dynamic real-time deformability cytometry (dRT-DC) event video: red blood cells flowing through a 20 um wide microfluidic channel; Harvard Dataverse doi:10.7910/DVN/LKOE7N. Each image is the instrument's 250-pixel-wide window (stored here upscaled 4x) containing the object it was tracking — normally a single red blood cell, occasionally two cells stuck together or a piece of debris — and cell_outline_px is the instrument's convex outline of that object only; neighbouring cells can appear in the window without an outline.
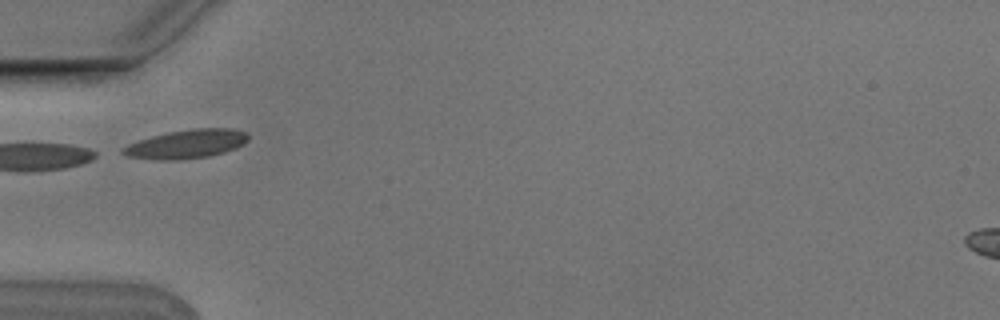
{"species": "Egyptian fruit bat (a non-hibernating species)", "species_latin": "Rousettus aegyptiacus", "temperature_condition": "cold", "stored_images_in_passage": 4, "camera_frame_rate_fps": 3000, "um_per_image_px": 0.085, "animal": {"sex": "male"}, "frame": {"image": 1, "passage_image": 2, "time_ms": 0.333, "image_size_px": [1000, 320], "cell_outline_px": [[248, 140], [244, 144], [236, 148], [224, 152], [208, 156], [176, 160], [156, 160], [124, 156], [120, 152], [120, 148], [128, 144], [152, 136], [168, 132], [196, 128], [232, 128], [244, 132], [248, 136]], "centroid_in_image_um": [15.81, 12.25], "position_along_channel_um": 69.2, "area_um2": 21.04}}
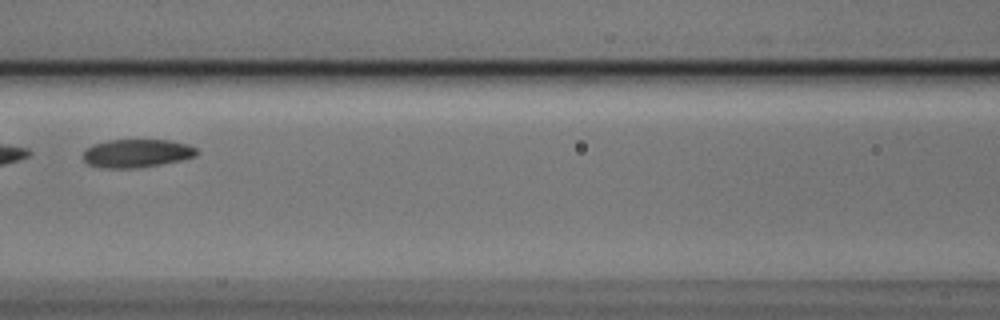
{"frame": {"image": 2, "passage_image": 4, "time_ms": 1.0, "image_size_px": [1000, 320], "cell_outline_px": [[200, 152], [196, 156], [180, 160], [160, 164], [136, 168], [100, 168], [88, 164], [84, 160], [84, 152], [92, 144], [108, 140], [168, 140], [188, 144], [196, 148]], "centroid_in_image_um": [11.63, 13.03], "position_along_channel_um": 155.0, "area_um2": 18.73}}